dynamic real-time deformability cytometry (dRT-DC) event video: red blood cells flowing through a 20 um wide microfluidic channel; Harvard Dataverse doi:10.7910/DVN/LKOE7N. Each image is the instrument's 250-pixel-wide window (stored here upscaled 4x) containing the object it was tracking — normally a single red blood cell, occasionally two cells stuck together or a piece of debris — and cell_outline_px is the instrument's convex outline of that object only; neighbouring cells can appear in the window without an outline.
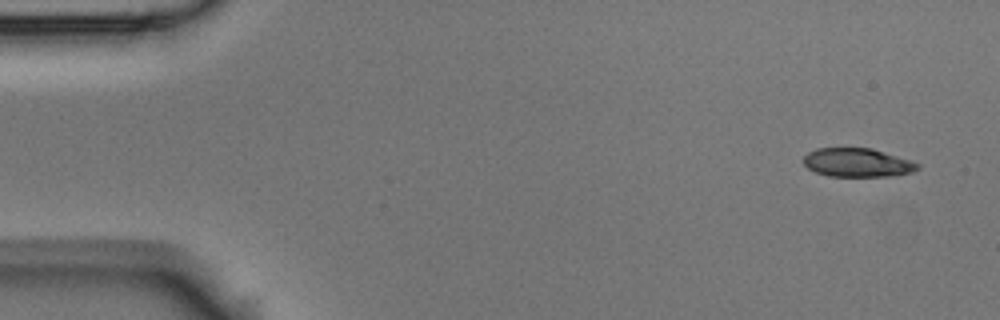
{"species": "Egyptian fruit bat (a non-hibernating species)", "species_latin": "Rousettus aegyptiacus", "temperature_condition": "room temperature", "stored_images_in_passage": 6, "camera_frame_rate_fps": 3000, "um_per_image_px": 0.085, "animal": {"sex": "male"}, "frame": {"image": 1, "passage_image": 1, "time_ms": 0.0, "image_size_px": [1000, 320], "cell_outline_px": [[920, 168], [912, 172], [888, 176], [828, 176], [816, 172], [808, 168], [804, 164], [804, 156], [808, 152], [816, 148], [872, 148], [912, 160], [920, 164]], "centroid_in_image_um": [72.9, 13.81], "position_along_channel_um": 12.1, "area_um2": 19.13}}
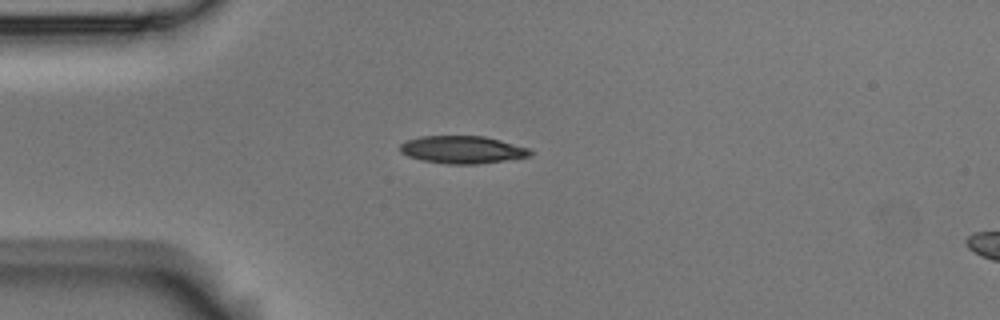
{"frame": {"image": 2, "passage_image": 4, "time_ms": 1.0, "image_size_px": [1000, 320], "cell_outline_px": [[532, 156], [476, 164], [448, 164], [420, 160], [408, 156], [400, 152], [400, 144], [408, 140], [420, 136], [484, 136], [500, 140], [528, 148], [532, 152]], "centroid_in_image_um": [39.28, 12.72], "position_along_channel_um": 45.7, "area_um2": 20.81}}
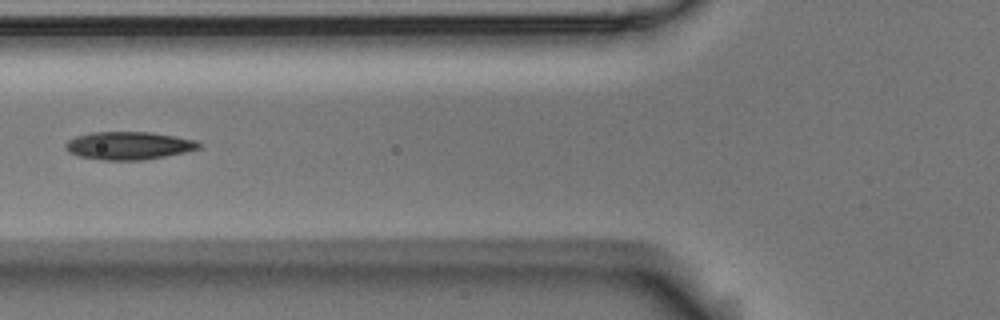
{"frame": {"image": 3, "passage_image": 6, "time_ms": 1.667, "image_size_px": [1000, 320], "cell_outline_px": [[200, 148], [184, 152], [144, 160], [104, 160], [80, 156], [68, 152], [64, 144], [68, 140], [76, 136], [92, 132], [152, 132], [176, 136], [196, 140], [200, 144]], "centroid_in_image_um": [10.93, 12.37], "position_along_channel_um": 114.9, "area_um2": 21.62}}